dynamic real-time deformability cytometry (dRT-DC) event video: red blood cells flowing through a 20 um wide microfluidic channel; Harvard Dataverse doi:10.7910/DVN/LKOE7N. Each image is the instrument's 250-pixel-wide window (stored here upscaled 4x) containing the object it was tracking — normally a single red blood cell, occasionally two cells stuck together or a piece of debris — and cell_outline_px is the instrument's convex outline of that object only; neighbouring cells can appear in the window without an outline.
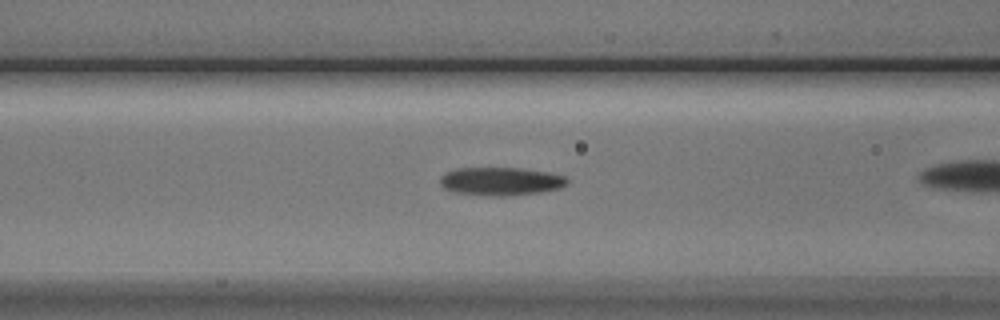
{"species": "Egyptian fruit bat (a non-hibernating species)", "species_latin": "Rousettus aegyptiacus", "temperature_condition": "cold", "stored_images_in_passage": 22, "camera_frame_rate_fps": 3000, "um_per_image_px": 0.085, "animal": {"sex": "male"}, "frame": {"image": 1, "passage_image": 10, "time_ms": 3.0, "image_size_px": [1000, 320], "cell_outline_px": [[568, 184], [560, 188], [540, 192], [504, 196], [492, 196], [452, 192], [444, 188], [440, 184], [440, 176], [448, 172], [460, 168], [520, 168], [544, 172], [564, 176], [568, 180]], "centroid_in_image_um": [42.55, 15.42], "position_along_channel_um": 124.1, "area_um2": 20.69}}
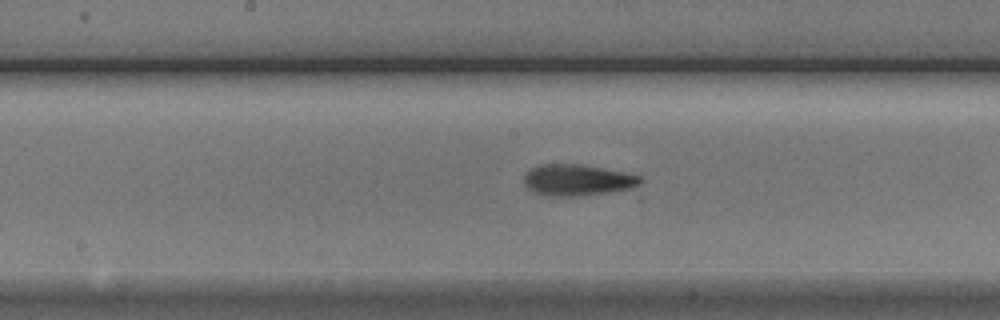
{"frame": {"image": 2, "passage_image": 16, "time_ms": 5.0, "image_size_px": [1000, 320], "cell_outline_px": [[644, 180], [640, 184], [632, 188], [608, 192], [576, 196], [548, 196], [536, 192], [528, 188], [524, 184], [524, 176], [532, 168], [540, 164], [580, 164], [624, 172], [640, 176]], "centroid_in_image_um": [49.09, 15.3], "position_along_channel_um": 199.1, "area_um2": 21.04}}
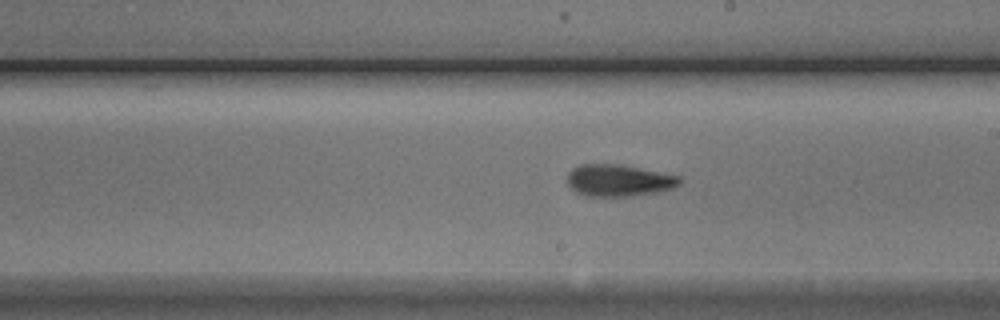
{"frame": {"image": 3, "passage_image": 19, "time_ms": 6.0, "image_size_px": [1000, 320], "cell_outline_px": [[680, 184], [672, 188], [660, 192], [632, 196], [584, 196], [576, 192], [568, 184], [568, 172], [572, 168], [580, 164], [620, 164], [680, 176]], "centroid_in_image_um": [52.58, 15.34], "position_along_channel_um": 236.4, "area_um2": 20.92}}